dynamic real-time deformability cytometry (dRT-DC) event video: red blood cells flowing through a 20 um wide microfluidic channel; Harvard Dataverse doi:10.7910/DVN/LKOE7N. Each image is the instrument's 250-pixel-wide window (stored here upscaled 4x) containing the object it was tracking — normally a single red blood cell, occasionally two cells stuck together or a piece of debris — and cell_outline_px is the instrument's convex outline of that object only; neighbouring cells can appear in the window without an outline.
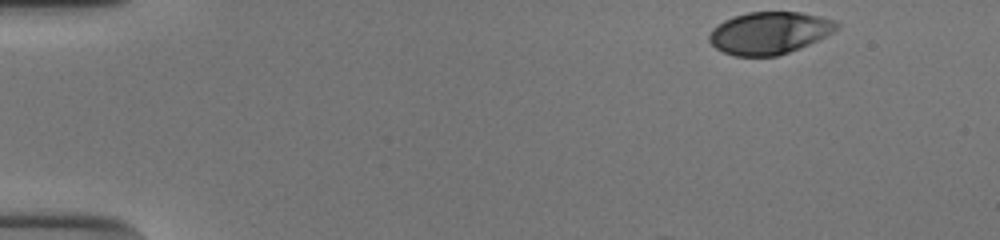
{"species": "human", "species_latin": "Homo sapiens", "temperature_condition": "cold", "stored_images_in_passage": 41, "camera_frame_rate_fps": 3000, "um_per_image_px": 0.085, "donor": {"sex": "male"}, "frame": {"image": 1, "passage_image": 1, "time_ms": 0.0, "image_size_px": [1000, 240], "cell_outline_px": [[840, 28], [800, 48], [776, 56], [736, 56], [724, 52], [716, 48], [708, 40], [708, 36], [712, 28], [724, 20], [732, 16], [748, 12], [800, 12], [820, 16], [836, 20], [840, 24]], "centroid_in_image_um": [65.39, 2.79], "position_along_channel_um": 19.6, "area_um2": 31.39}}
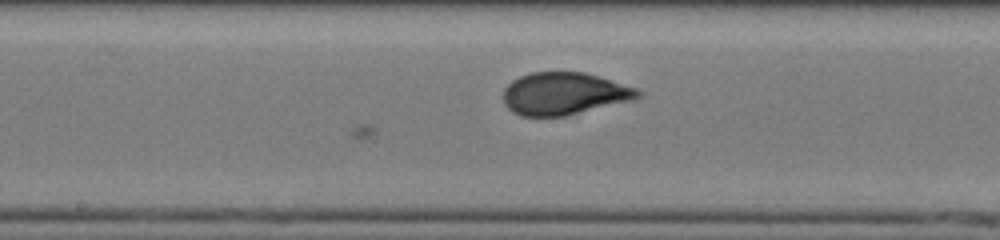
{"frame": {"image": 2, "passage_image": 24, "time_ms": 7.667, "image_size_px": [1000, 240], "cell_outline_px": [[640, 96], [632, 100], [560, 116], [520, 116], [512, 112], [504, 104], [504, 88], [512, 80], [520, 76], [532, 72], [584, 72], [636, 88], [640, 92]], "centroid_in_image_um": [47.89, 7.95], "position_along_channel_um": 200.3, "area_um2": 32.71}}
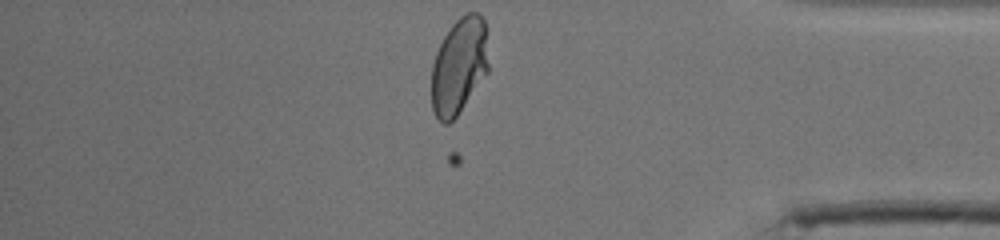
{"frame": {"image": 3, "passage_image": 41, "time_ms": 13.333, "image_size_px": [1000, 240], "cell_outline_px": [[488, 72], [456, 116], [448, 124], [444, 124], [436, 116], [432, 108], [432, 64], [436, 52], [444, 36], [452, 24], [460, 16], [468, 12], [480, 12], [484, 20], [488, 64]], "centroid_in_image_um": [39.01, 5.59], "position_along_channel_um": 396.2, "area_um2": 31.79}, "authors_computed_cell_mechanics": {"area_um2": 32.7726, "velocity_mm_per_s": 3.8651, "shape_relaxation_time_tau1_ms": 4.7417, "shape_relaxation_time_tau2_ms": null, "deformation_change_tau1": 0.1764, "deformation_change_tau2": null}}